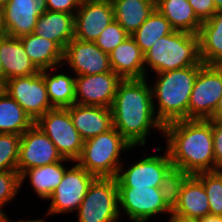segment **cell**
Listing matches in <instances>:
<instances>
[{"instance_id":"cell-23","label":"cell","mask_w":222,"mask_h":222,"mask_svg":"<svg viewBox=\"0 0 222 222\" xmlns=\"http://www.w3.org/2000/svg\"><path fill=\"white\" fill-rule=\"evenodd\" d=\"M34 65L41 70L55 71L63 62V49L54 41L35 35L34 33L19 37Z\"/></svg>"},{"instance_id":"cell-46","label":"cell","mask_w":222,"mask_h":222,"mask_svg":"<svg viewBox=\"0 0 222 222\" xmlns=\"http://www.w3.org/2000/svg\"><path fill=\"white\" fill-rule=\"evenodd\" d=\"M7 216L1 215L0 214V222H7Z\"/></svg>"},{"instance_id":"cell-12","label":"cell","mask_w":222,"mask_h":222,"mask_svg":"<svg viewBox=\"0 0 222 222\" xmlns=\"http://www.w3.org/2000/svg\"><path fill=\"white\" fill-rule=\"evenodd\" d=\"M63 159L54 143L35 123L21 135L17 162L19 175L29 168L50 165Z\"/></svg>"},{"instance_id":"cell-14","label":"cell","mask_w":222,"mask_h":222,"mask_svg":"<svg viewBox=\"0 0 222 222\" xmlns=\"http://www.w3.org/2000/svg\"><path fill=\"white\" fill-rule=\"evenodd\" d=\"M121 81L113 70L102 74L75 76V103L111 108Z\"/></svg>"},{"instance_id":"cell-44","label":"cell","mask_w":222,"mask_h":222,"mask_svg":"<svg viewBox=\"0 0 222 222\" xmlns=\"http://www.w3.org/2000/svg\"><path fill=\"white\" fill-rule=\"evenodd\" d=\"M216 10H222V0H213Z\"/></svg>"},{"instance_id":"cell-47","label":"cell","mask_w":222,"mask_h":222,"mask_svg":"<svg viewBox=\"0 0 222 222\" xmlns=\"http://www.w3.org/2000/svg\"><path fill=\"white\" fill-rule=\"evenodd\" d=\"M6 2L7 0H0V10L5 5Z\"/></svg>"},{"instance_id":"cell-7","label":"cell","mask_w":222,"mask_h":222,"mask_svg":"<svg viewBox=\"0 0 222 222\" xmlns=\"http://www.w3.org/2000/svg\"><path fill=\"white\" fill-rule=\"evenodd\" d=\"M35 124L54 143L63 158L75 162L80 157L84 140L73 125L67 108L48 110Z\"/></svg>"},{"instance_id":"cell-6","label":"cell","mask_w":222,"mask_h":222,"mask_svg":"<svg viewBox=\"0 0 222 222\" xmlns=\"http://www.w3.org/2000/svg\"><path fill=\"white\" fill-rule=\"evenodd\" d=\"M118 186L116 178L96 177L80 204L78 222H118Z\"/></svg>"},{"instance_id":"cell-9","label":"cell","mask_w":222,"mask_h":222,"mask_svg":"<svg viewBox=\"0 0 222 222\" xmlns=\"http://www.w3.org/2000/svg\"><path fill=\"white\" fill-rule=\"evenodd\" d=\"M36 122L51 106L43 70L29 76L14 77L7 80L2 88Z\"/></svg>"},{"instance_id":"cell-31","label":"cell","mask_w":222,"mask_h":222,"mask_svg":"<svg viewBox=\"0 0 222 222\" xmlns=\"http://www.w3.org/2000/svg\"><path fill=\"white\" fill-rule=\"evenodd\" d=\"M188 176L181 168L172 166L162 179L159 190L165 205L171 211L179 202L181 187Z\"/></svg>"},{"instance_id":"cell-43","label":"cell","mask_w":222,"mask_h":222,"mask_svg":"<svg viewBox=\"0 0 222 222\" xmlns=\"http://www.w3.org/2000/svg\"><path fill=\"white\" fill-rule=\"evenodd\" d=\"M44 220L45 219H35V220H29V219L28 220H23V219H21L17 222H44ZM7 222H12V221H10L9 218H7Z\"/></svg>"},{"instance_id":"cell-19","label":"cell","mask_w":222,"mask_h":222,"mask_svg":"<svg viewBox=\"0 0 222 222\" xmlns=\"http://www.w3.org/2000/svg\"><path fill=\"white\" fill-rule=\"evenodd\" d=\"M208 214L210 206L203 183L195 175H189L181 187L179 202L171 216L197 221Z\"/></svg>"},{"instance_id":"cell-38","label":"cell","mask_w":222,"mask_h":222,"mask_svg":"<svg viewBox=\"0 0 222 222\" xmlns=\"http://www.w3.org/2000/svg\"><path fill=\"white\" fill-rule=\"evenodd\" d=\"M188 2L201 22L210 19L217 12L213 0H188Z\"/></svg>"},{"instance_id":"cell-18","label":"cell","mask_w":222,"mask_h":222,"mask_svg":"<svg viewBox=\"0 0 222 222\" xmlns=\"http://www.w3.org/2000/svg\"><path fill=\"white\" fill-rule=\"evenodd\" d=\"M67 109L73 125L84 141L113 128L111 108L75 103Z\"/></svg>"},{"instance_id":"cell-1","label":"cell","mask_w":222,"mask_h":222,"mask_svg":"<svg viewBox=\"0 0 222 222\" xmlns=\"http://www.w3.org/2000/svg\"><path fill=\"white\" fill-rule=\"evenodd\" d=\"M147 78L122 80L111 107L113 127L134 147L145 146L150 129L163 133L164 126L154 111Z\"/></svg>"},{"instance_id":"cell-11","label":"cell","mask_w":222,"mask_h":222,"mask_svg":"<svg viewBox=\"0 0 222 222\" xmlns=\"http://www.w3.org/2000/svg\"><path fill=\"white\" fill-rule=\"evenodd\" d=\"M119 212H125L133 222H146L156 214L172 211L165 205L159 187L118 188Z\"/></svg>"},{"instance_id":"cell-32","label":"cell","mask_w":222,"mask_h":222,"mask_svg":"<svg viewBox=\"0 0 222 222\" xmlns=\"http://www.w3.org/2000/svg\"><path fill=\"white\" fill-rule=\"evenodd\" d=\"M195 176L203 183L208 197L210 214L222 216V170L201 172Z\"/></svg>"},{"instance_id":"cell-24","label":"cell","mask_w":222,"mask_h":222,"mask_svg":"<svg viewBox=\"0 0 222 222\" xmlns=\"http://www.w3.org/2000/svg\"><path fill=\"white\" fill-rule=\"evenodd\" d=\"M198 37L201 61L205 65L222 66V10L202 22Z\"/></svg>"},{"instance_id":"cell-37","label":"cell","mask_w":222,"mask_h":222,"mask_svg":"<svg viewBox=\"0 0 222 222\" xmlns=\"http://www.w3.org/2000/svg\"><path fill=\"white\" fill-rule=\"evenodd\" d=\"M212 135L216 171L222 170V120H212Z\"/></svg>"},{"instance_id":"cell-25","label":"cell","mask_w":222,"mask_h":222,"mask_svg":"<svg viewBox=\"0 0 222 222\" xmlns=\"http://www.w3.org/2000/svg\"><path fill=\"white\" fill-rule=\"evenodd\" d=\"M156 8L176 31L198 34L202 22L188 0H156Z\"/></svg>"},{"instance_id":"cell-27","label":"cell","mask_w":222,"mask_h":222,"mask_svg":"<svg viewBox=\"0 0 222 222\" xmlns=\"http://www.w3.org/2000/svg\"><path fill=\"white\" fill-rule=\"evenodd\" d=\"M115 20L131 35L156 8V0H111Z\"/></svg>"},{"instance_id":"cell-17","label":"cell","mask_w":222,"mask_h":222,"mask_svg":"<svg viewBox=\"0 0 222 222\" xmlns=\"http://www.w3.org/2000/svg\"><path fill=\"white\" fill-rule=\"evenodd\" d=\"M43 10L42 0H7L1 8L5 35L19 38L34 33L37 19Z\"/></svg>"},{"instance_id":"cell-45","label":"cell","mask_w":222,"mask_h":222,"mask_svg":"<svg viewBox=\"0 0 222 222\" xmlns=\"http://www.w3.org/2000/svg\"><path fill=\"white\" fill-rule=\"evenodd\" d=\"M4 30L2 27V18H1V10H0V38L4 35Z\"/></svg>"},{"instance_id":"cell-41","label":"cell","mask_w":222,"mask_h":222,"mask_svg":"<svg viewBox=\"0 0 222 222\" xmlns=\"http://www.w3.org/2000/svg\"><path fill=\"white\" fill-rule=\"evenodd\" d=\"M4 84H5L4 71L0 60V87L3 88Z\"/></svg>"},{"instance_id":"cell-42","label":"cell","mask_w":222,"mask_h":222,"mask_svg":"<svg viewBox=\"0 0 222 222\" xmlns=\"http://www.w3.org/2000/svg\"><path fill=\"white\" fill-rule=\"evenodd\" d=\"M169 222H197V221H194V220H184V219H181V218H178V217H173V216H169Z\"/></svg>"},{"instance_id":"cell-8","label":"cell","mask_w":222,"mask_h":222,"mask_svg":"<svg viewBox=\"0 0 222 222\" xmlns=\"http://www.w3.org/2000/svg\"><path fill=\"white\" fill-rule=\"evenodd\" d=\"M222 96V66L203 65L197 74L188 105V119L209 120Z\"/></svg>"},{"instance_id":"cell-36","label":"cell","mask_w":222,"mask_h":222,"mask_svg":"<svg viewBox=\"0 0 222 222\" xmlns=\"http://www.w3.org/2000/svg\"><path fill=\"white\" fill-rule=\"evenodd\" d=\"M44 10L75 14L82 0H42Z\"/></svg>"},{"instance_id":"cell-40","label":"cell","mask_w":222,"mask_h":222,"mask_svg":"<svg viewBox=\"0 0 222 222\" xmlns=\"http://www.w3.org/2000/svg\"><path fill=\"white\" fill-rule=\"evenodd\" d=\"M197 222H222V216L208 214V215L203 216L202 218L198 219Z\"/></svg>"},{"instance_id":"cell-10","label":"cell","mask_w":222,"mask_h":222,"mask_svg":"<svg viewBox=\"0 0 222 222\" xmlns=\"http://www.w3.org/2000/svg\"><path fill=\"white\" fill-rule=\"evenodd\" d=\"M95 178L77 162L66 169L62 181L47 199L51 203L46 216L77 211Z\"/></svg>"},{"instance_id":"cell-20","label":"cell","mask_w":222,"mask_h":222,"mask_svg":"<svg viewBox=\"0 0 222 222\" xmlns=\"http://www.w3.org/2000/svg\"><path fill=\"white\" fill-rule=\"evenodd\" d=\"M112 70L122 79L146 78L144 54L135 40L129 35L109 53Z\"/></svg>"},{"instance_id":"cell-5","label":"cell","mask_w":222,"mask_h":222,"mask_svg":"<svg viewBox=\"0 0 222 222\" xmlns=\"http://www.w3.org/2000/svg\"><path fill=\"white\" fill-rule=\"evenodd\" d=\"M133 146L116 128L84 141L80 157L75 161L95 177L115 178L120 155Z\"/></svg>"},{"instance_id":"cell-34","label":"cell","mask_w":222,"mask_h":222,"mask_svg":"<svg viewBox=\"0 0 222 222\" xmlns=\"http://www.w3.org/2000/svg\"><path fill=\"white\" fill-rule=\"evenodd\" d=\"M129 34L116 21H112L94 41L95 44L105 53H110L121 44Z\"/></svg>"},{"instance_id":"cell-4","label":"cell","mask_w":222,"mask_h":222,"mask_svg":"<svg viewBox=\"0 0 222 222\" xmlns=\"http://www.w3.org/2000/svg\"><path fill=\"white\" fill-rule=\"evenodd\" d=\"M145 71L157 73L194 65H204L199 54L198 34L174 30L159 38L144 54Z\"/></svg>"},{"instance_id":"cell-2","label":"cell","mask_w":222,"mask_h":222,"mask_svg":"<svg viewBox=\"0 0 222 222\" xmlns=\"http://www.w3.org/2000/svg\"><path fill=\"white\" fill-rule=\"evenodd\" d=\"M172 165L189 175L216 171L212 120L186 119L164 126Z\"/></svg>"},{"instance_id":"cell-21","label":"cell","mask_w":222,"mask_h":222,"mask_svg":"<svg viewBox=\"0 0 222 222\" xmlns=\"http://www.w3.org/2000/svg\"><path fill=\"white\" fill-rule=\"evenodd\" d=\"M0 60L5 82L14 77L29 76L40 72L29 59L21 40L17 37L4 34L0 38Z\"/></svg>"},{"instance_id":"cell-33","label":"cell","mask_w":222,"mask_h":222,"mask_svg":"<svg viewBox=\"0 0 222 222\" xmlns=\"http://www.w3.org/2000/svg\"><path fill=\"white\" fill-rule=\"evenodd\" d=\"M21 135L0 133V171H17Z\"/></svg>"},{"instance_id":"cell-35","label":"cell","mask_w":222,"mask_h":222,"mask_svg":"<svg viewBox=\"0 0 222 222\" xmlns=\"http://www.w3.org/2000/svg\"><path fill=\"white\" fill-rule=\"evenodd\" d=\"M20 175L17 171H0V214L7 216L2 208L16 197L20 189Z\"/></svg>"},{"instance_id":"cell-13","label":"cell","mask_w":222,"mask_h":222,"mask_svg":"<svg viewBox=\"0 0 222 222\" xmlns=\"http://www.w3.org/2000/svg\"><path fill=\"white\" fill-rule=\"evenodd\" d=\"M164 153L147 156L128 170L121 165L115 177L118 188L160 187L164 175L173 166L167 149Z\"/></svg>"},{"instance_id":"cell-30","label":"cell","mask_w":222,"mask_h":222,"mask_svg":"<svg viewBox=\"0 0 222 222\" xmlns=\"http://www.w3.org/2000/svg\"><path fill=\"white\" fill-rule=\"evenodd\" d=\"M174 29L170 22L158 11L157 8L130 36L135 40L143 54L161 37L172 33Z\"/></svg>"},{"instance_id":"cell-15","label":"cell","mask_w":222,"mask_h":222,"mask_svg":"<svg viewBox=\"0 0 222 222\" xmlns=\"http://www.w3.org/2000/svg\"><path fill=\"white\" fill-rule=\"evenodd\" d=\"M114 20L111 0H82L75 13L74 38L94 42Z\"/></svg>"},{"instance_id":"cell-29","label":"cell","mask_w":222,"mask_h":222,"mask_svg":"<svg viewBox=\"0 0 222 222\" xmlns=\"http://www.w3.org/2000/svg\"><path fill=\"white\" fill-rule=\"evenodd\" d=\"M48 97L53 108H67L75 104V77L65 73H48L43 70Z\"/></svg>"},{"instance_id":"cell-28","label":"cell","mask_w":222,"mask_h":222,"mask_svg":"<svg viewBox=\"0 0 222 222\" xmlns=\"http://www.w3.org/2000/svg\"><path fill=\"white\" fill-rule=\"evenodd\" d=\"M35 122L3 89L0 90V133L22 135Z\"/></svg>"},{"instance_id":"cell-16","label":"cell","mask_w":222,"mask_h":222,"mask_svg":"<svg viewBox=\"0 0 222 222\" xmlns=\"http://www.w3.org/2000/svg\"><path fill=\"white\" fill-rule=\"evenodd\" d=\"M62 63H68L76 76L112 71L108 53L103 52L95 42L75 38L64 48Z\"/></svg>"},{"instance_id":"cell-39","label":"cell","mask_w":222,"mask_h":222,"mask_svg":"<svg viewBox=\"0 0 222 222\" xmlns=\"http://www.w3.org/2000/svg\"><path fill=\"white\" fill-rule=\"evenodd\" d=\"M209 120H222V96Z\"/></svg>"},{"instance_id":"cell-3","label":"cell","mask_w":222,"mask_h":222,"mask_svg":"<svg viewBox=\"0 0 222 222\" xmlns=\"http://www.w3.org/2000/svg\"><path fill=\"white\" fill-rule=\"evenodd\" d=\"M202 66L194 65L157 73L156 83L153 87L151 86V93L152 99L156 97L158 100V107L155 103L153 106L155 114L163 126L188 119L190 95Z\"/></svg>"},{"instance_id":"cell-26","label":"cell","mask_w":222,"mask_h":222,"mask_svg":"<svg viewBox=\"0 0 222 222\" xmlns=\"http://www.w3.org/2000/svg\"><path fill=\"white\" fill-rule=\"evenodd\" d=\"M69 159L64 158L56 163L29 168L20 175V185L23 184L26 177H29L32 189L42 199H48L53 191L62 181L67 168L63 166V162Z\"/></svg>"},{"instance_id":"cell-22","label":"cell","mask_w":222,"mask_h":222,"mask_svg":"<svg viewBox=\"0 0 222 222\" xmlns=\"http://www.w3.org/2000/svg\"><path fill=\"white\" fill-rule=\"evenodd\" d=\"M75 14L43 10L34 34L56 42L63 50L74 38Z\"/></svg>"}]
</instances>
